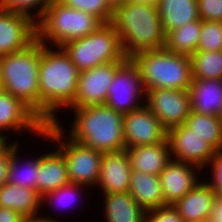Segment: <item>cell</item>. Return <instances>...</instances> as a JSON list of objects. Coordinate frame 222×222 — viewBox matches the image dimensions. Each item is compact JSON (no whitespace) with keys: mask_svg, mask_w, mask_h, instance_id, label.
Listing matches in <instances>:
<instances>
[{"mask_svg":"<svg viewBox=\"0 0 222 222\" xmlns=\"http://www.w3.org/2000/svg\"><path fill=\"white\" fill-rule=\"evenodd\" d=\"M157 6L165 34L200 19L197 0H158Z\"/></svg>","mask_w":222,"mask_h":222,"instance_id":"cell-23","label":"cell"},{"mask_svg":"<svg viewBox=\"0 0 222 222\" xmlns=\"http://www.w3.org/2000/svg\"><path fill=\"white\" fill-rule=\"evenodd\" d=\"M201 28L202 19L200 18L169 31L166 34L165 48L172 53L193 55L197 51Z\"/></svg>","mask_w":222,"mask_h":222,"instance_id":"cell-26","label":"cell"},{"mask_svg":"<svg viewBox=\"0 0 222 222\" xmlns=\"http://www.w3.org/2000/svg\"><path fill=\"white\" fill-rule=\"evenodd\" d=\"M69 183L66 162L58 149L38 158V193L41 197Z\"/></svg>","mask_w":222,"mask_h":222,"instance_id":"cell-21","label":"cell"},{"mask_svg":"<svg viewBox=\"0 0 222 222\" xmlns=\"http://www.w3.org/2000/svg\"><path fill=\"white\" fill-rule=\"evenodd\" d=\"M51 1L52 0H0V8L16 14L25 15L37 23L44 15L45 10ZM34 7H40L36 13L38 20L37 17L35 20L34 18L36 15L31 14L30 12L32 10L31 8L34 9Z\"/></svg>","mask_w":222,"mask_h":222,"instance_id":"cell-31","label":"cell"},{"mask_svg":"<svg viewBox=\"0 0 222 222\" xmlns=\"http://www.w3.org/2000/svg\"><path fill=\"white\" fill-rule=\"evenodd\" d=\"M121 63L111 62L81 72L77 81L76 96L70 108L105 105L108 88Z\"/></svg>","mask_w":222,"mask_h":222,"instance_id":"cell-13","label":"cell"},{"mask_svg":"<svg viewBox=\"0 0 222 222\" xmlns=\"http://www.w3.org/2000/svg\"><path fill=\"white\" fill-rule=\"evenodd\" d=\"M59 48L54 50L41 43L38 69L40 118L46 124L58 121L54 114L58 109L72 106L80 74L65 51Z\"/></svg>","mask_w":222,"mask_h":222,"instance_id":"cell-1","label":"cell"},{"mask_svg":"<svg viewBox=\"0 0 222 222\" xmlns=\"http://www.w3.org/2000/svg\"><path fill=\"white\" fill-rule=\"evenodd\" d=\"M9 162L10 146L2 154H0V188L5 182H7Z\"/></svg>","mask_w":222,"mask_h":222,"instance_id":"cell-37","label":"cell"},{"mask_svg":"<svg viewBox=\"0 0 222 222\" xmlns=\"http://www.w3.org/2000/svg\"><path fill=\"white\" fill-rule=\"evenodd\" d=\"M131 171L126 150L103 153L97 185L99 184L103 194L128 192Z\"/></svg>","mask_w":222,"mask_h":222,"instance_id":"cell-16","label":"cell"},{"mask_svg":"<svg viewBox=\"0 0 222 222\" xmlns=\"http://www.w3.org/2000/svg\"><path fill=\"white\" fill-rule=\"evenodd\" d=\"M42 197L37 190L5 182L0 188V207L10 208L24 218L36 216Z\"/></svg>","mask_w":222,"mask_h":222,"instance_id":"cell-24","label":"cell"},{"mask_svg":"<svg viewBox=\"0 0 222 222\" xmlns=\"http://www.w3.org/2000/svg\"><path fill=\"white\" fill-rule=\"evenodd\" d=\"M209 218L212 222H222V196H215Z\"/></svg>","mask_w":222,"mask_h":222,"instance_id":"cell-39","label":"cell"},{"mask_svg":"<svg viewBox=\"0 0 222 222\" xmlns=\"http://www.w3.org/2000/svg\"><path fill=\"white\" fill-rule=\"evenodd\" d=\"M191 111L222 115V79H192L189 86Z\"/></svg>","mask_w":222,"mask_h":222,"instance_id":"cell-19","label":"cell"},{"mask_svg":"<svg viewBox=\"0 0 222 222\" xmlns=\"http://www.w3.org/2000/svg\"><path fill=\"white\" fill-rule=\"evenodd\" d=\"M167 140L173 160L194 164L199 170L210 164L216 152L205 138L193 133L184 124L168 130Z\"/></svg>","mask_w":222,"mask_h":222,"instance_id":"cell-12","label":"cell"},{"mask_svg":"<svg viewBox=\"0 0 222 222\" xmlns=\"http://www.w3.org/2000/svg\"><path fill=\"white\" fill-rule=\"evenodd\" d=\"M7 139L3 136V133H0V154H2L11 144H8Z\"/></svg>","mask_w":222,"mask_h":222,"instance_id":"cell-42","label":"cell"},{"mask_svg":"<svg viewBox=\"0 0 222 222\" xmlns=\"http://www.w3.org/2000/svg\"><path fill=\"white\" fill-rule=\"evenodd\" d=\"M200 18L222 22V0H197Z\"/></svg>","mask_w":222,"mask_h":222,"instance_id":"cell-35","label":"cell"},{"mask_svg":"<svg viewBox=\"0 0 222 222\" xmlns=\"http://www.w3.org/2000/svg\"><path fill=\"white\" fill-rule=\"evenodd\" d=\"M192 222H212L211 219H205V220H201V221H192Z\"/></svg>","mask_w":222,"mask_h":222,"instance_id":"cell-44","label":"cell"},{"mask_svg":"<svg viewBox=\"0 0 222 222\" xmlns=\"http://www.w3.org/2000/svg\"><path fill=\"white\" fill-rule=\"evenodd\" d=\"M102 24L91 13L67 7L60 0H52L36 23L37 40L44 45L47 40L58 48L68 41L90 35Z\"/></svg>","mask_w":222,"mask_h":222,"instance_id":"cell-6","label":"cell"},{"mask_svg":"<svg viewBox=\"0 0 222 222\" xmlns=\"http://www.w3.org/2000/svg\"><path fill=\"white\" fill-rule=\"evenodd\" d=\"M71 109L76 114L70 139L102 153L125 150L123 115L106 105Z\"/></svg>","mask_w":222,"mask_h":222,"instance_id":"cell-3","label":"cell"},{"mask_svg":"<svg viewBox=\"0 0 222 222\" xmlns=\"http://www.w3.org/2000/svg\"><path fill=\"white\" fill-rule=\"evenodd\" d=\"M62 128L58 121L48 123L45 125L42 136L45 139L50 138L49 140L54 142L59 141L58 150L64 156L70 183L82 186L97 185L103 153L70 138L67 144L65 141L62 142L64 138Z\"/></svg>","mask_w":222,"mask_h":222,"instance_id":"cell-8","label":"cell"},{"mask_svg":"<svg viewBox=\"0 0 222 222\" xmlns=\"http://www.w3.org/2000/svg\"><path fill=\"white\" fill-rule=\"evenodd\" d=\"M126 148L160 144L167 140L168 130L145 105L123 115Z\"/></svg>","mask_w":222,"mask_h":222,"instance_id":"cell-11","label":"cell"},{"mask_svg":"<svg viewBox=\"0 0 222 222\" xmlns=\"http://www.w3.org/2000/svg\"><path fill=\"white\" fill-rule=\"evenodd\" d=\"M67 7L91 13L103 23L112 21L113 10L106 0H60Z\"/></svg>","mask_w":222,"mask_h":222,"instance_id":"cell-32","label":"cell"},{"mask_svg":"<svg viewBox=\"0 0 222 222\" xmlns=\"http://www.w3.org/2000/svg\"><path fill=\"white\" fill-rule=\"evenodd\" d=\"M128 192L146 211L164 206L159 176L132 170Z\"/></svg>","mask_w":222,"mask_h":222,"instance_id":"cell-22","label":"cell"},{"mask_svg":"<svg viewBox=\"0 0 222 222\" xmlns=\"http://www.w3.org/2000/svg\"><path fill=\"white\" fill-rule=\"evenodd\" d=\"M24 217L18 212L6 208L0 207V222H23Z\"/></svg>","mask_w":222,"mask_h":222,"instance_id":"cell-38","label":"cell"},{"mask_svg":"<svg viewBox=\"0 0 222 222\" xmlns=\"http://www.w3.org/2000/svg\"><path fill=\"white\" fill-rule=\"evenodd\" d=\"M212 166V181L209 182L216 195L222 196V150H216L210 160Z\"/></svg>","mask_w":222,"mask_h":222,"instance_id":"cell-36","label":"cell"},{"mask_svg":"<svg viewBox=\"0 0 222 222\" xmlns=\"http://www.w3.org/2000/svg\"><path fill=\"white\" fill-rule=\"evenodd\" d=\"M80 187H82L80 184L69 183L68 185L62 186L61 188H59L57 190L47 193L46 195H44L42 197V201L45 200L48 202V200H49V203H50L53 200L52 203L54 202L55 204H57V202H58V204L62 203L60 206H64V205L67 206L68 203L72 204L70 202H74V198H76L74 196L77 195L76 192L78 191V188H80ZM72 199H73V201H72ZM63 203H64V205H63Z\"/></svg>","mask_w":222,"mask_h":222,"instance_id":"cell-33","label":"cell"},{"mask_svg":"<svg viewBox=\"0 0 222 222\" xmlns=\"http://www.w3.org/2000/svg\"><path fill=\"white\" fill-rule=\"evenodd\" d=\"M132 170L159 176L171 161L168 140L160 144L125 148Z\"/></svg>","mask_w":222,"mask_h":222,"instance_id":"cell-20","label":"cell"},{"mask_svg":"<svg viewBox=\"0 0 222 222\" xmlns=\"http://www.w3.org/2000/svg\"><path fill=\"white\" fill-rule=\"evenodd\" d=\"M41 42L36 40L26 49L0 57L2 88L21 99L40 117L38 69Z\"/></svg>","mask_w":222,"mask_h":222,"instance_id":"cell-4","label":"cell"},{"mask_svg":"<svg viewBox=\"0 0 222 222\" xmlns=\"http://www.w3.org/2000/svg\"><path fill=\"white\" fill-rule=\"evenodd\" d=\"M19 145L14 142L10 145V162L8 167L7 182L24 188H31L38 192V157L27 161L25 166H20L17 151ZM22 169V170H21Z\"/></svg>","mask_w":222,"mask_h":222,"instance_id":"cell-28","label":"cell"},{"mask_svg":"<svg viewBox=\"0 0 222 222\" xmlns=\"http://www.w3.org/2000/svg\"><path fill=\"white\" fill-rule=\"evenodd\" d=\"M133 2L154 3L157 4L158 0H131Z\"/></svg>","mask_w":222,"mask_h":222,"instance_id":"cell-43","label":"cell"},{"mask_svg":"<svg viewBox=\"0 0 222 222\" xmlns=\"http://www.w3.org/2000/svg\"><path fill=\"white\" fill-rule=\"evenodd\" d=\"M216 193L209 183L201 182L177 200L173 207L184 222L209 219Z\"/></svg>","mask_w":222,"mask_h":222,"instance_id":"cell-18","label":"cell"},{"mask_svg":"<svg viewBox=\"0 0 222 222\" xmlns=\"http://www.w3.org/2000/svg\"><path fill=\"white\" fill-rule=\"evenodd\" d=\"M145 222H184L173 205L148 210Z\"/></svg>","mask_w":222,"mask_h":222,"instance_id":"cell-34","label":"cell"},{"mask_svg":"<svg viewBox=\"0 0 222 222\" xmlns=\"http://www.w3.org/2000/svg\"><path fill=\"white\" fill-rule=\"evenodd\" d=\"M193 79H222V51H196L190 56Z\"/></svg>","mask_w":222,"mask_h":222,"instance_id":"cell-29","label":"cell"},{"mask_svg":"<svg viewBox=\"0 0 222 222\" xmlns=\"http://www.w3.org/2000/svg\"><path fill=\"white\" fill-rule=\"evenodd\" d=\"M184 125L193 133L205 138L216 150H222V119L217 115H205L191 111Z\"/></svg>","mask_w":222,"mask_h":222,"instance_id":"cell-27","label":"cell"},{"mask_svg":"<svg viewBox=\"0 0 222 222\" xmlns=\"http://www.w3.org/2000/svg\"><path fill=\"white\" fill-rule=\"evenodd\" d=\"M195 166L191 163L171 159L161 171L159 179L164 197V206L173 205L199 183L195 175Z\"/></svg>","mask_w":222,"mask_h":222,"instance_id":"cell-17","label":"cell"},{"mask_svg":"<svg viewBox=\"0 0 222 222\" xmlns=\"http://www.w3.org/2000/svg\"><path fill=\"white\" fill-rule=\"evenodd\" d=\"M46 123L21 99L0 89V132L2 130H30L43 135Z\"/></svg>","mask_w":222,"mask_h":222,"instance_id":"cell-15","label":"cell"},{"mask_svg":"<svg viewBox=\"0 0 222 222\" xmlns=\"http://www.w3.org/2000/svg\"><path fill=\"white\" fill-rule=\"evenodd\" d=\"M219 50H222V22L202 20L197 51Z\"/></svg>","mask_w":222,"mask_h":222,"instance_id":"cell-30","label":"cell"},{"mask_svg":"<svg viewBox=\"0 0 222 222\" xmlns=\"http://www.w3.org/2000/svg\"><path fill=\"white\" fill-rule=\"evenodd\" d=\"M146 107L170 130L183 125L191 112L188 90L156 88L146 91Z\"/></svg>","mask_w":222,"mask_h":222,"instance_id":"cell-10","label":"cell"},{"mask_svg":"<svg viewBox=\"0 0 222 222\" xmlns=\"http://www.w3.org/2000/svg\"><path fill=\"white\" fill-rule=\"evenodd\" d=\"M110 8L114 11L119 6L124 5L129 0H106Z\"/></svg>","mask_w":222,"mask_h":222,"instance_id":"cell-41","label":"cell"},{"mask_svg":"<svg viewBox=\"0 0 222 222\" xmlns=\"http://www.w3.org/2000/svg\"><path fill=\"white\" fill-rule=\"evenodd\" d=\"M107 222H145L147 211L129 192L104 194Z\"/></svg>","mask_w":222,"mask_h":222,"instance_id":"cell-25","label":"cell"},{"mask_svg":"<svg viewBox=\"0 0 222 222\" xmlns=\"http://www.w3.org/2000/svg\"><path fill=\"white\" fill-rule=\"evenodd\" d=\"M23 222H58L56 219L46 218L41 216H32L24 218Z\"/></svg>","mask_w":222,"mask_h":222,"instance_id":"cell-40","label":"cell"},{"mask_svg":"<svg viewBox=\"0 0 222 222\" xmlns=\"http://www.w3.org/2000/svg\"><path fill=\"white\" fill-rule=\"evenodd\" d=\"M111 23L127 58L141 51L165 47L166 34L157 4L129 0L113 11Z\"/></svg>","mask_w":222,"mask_h":222,"instance_id":"cell-2","label":"cell"},{"mask_svg":"<svg viewBox=\"0 0 222 222\" xmlns=\"http://www.w3.org/2000/svg\"><path fill=\"white\" fill-rule=\"evenodd\" d=\"M137 65L145 91L156 88L189 90L192 83L190 56L176 54L165 47L130 57Z\"/></svg>","mask_w":222,"mask_h":222,"instance_id":"cell-5","label":"cell"},{"mask_svg":"<svg viewBox=\"0 0 222 222\" xmlns=\"http://www.w3.org/2000/svg\"><path fill=\"white\" fill-rule=\"evenodd\" d=\"M142 95H146V91L139 69L131 58H126L115 71L108 88L105 105L125 115L144 106L139 101Z\"/></svg>","mask_w":222,"mask_h":222,"instance_id":"cell-9","label":"cell"},{"mask_svg":"<svg viewBox=\"0 0 222 222\" xmlns=\"http://www.w3.org/2000/svg\"><path fill=\"white\" fill-rule=\"evenodd\" d=\"M36 40L33 19L0 8V57L22 51Z\"/></svg>","mask_w":222,"mask_h":222,"instance_id":"cell-14","label":"cell"},{"mask_svg":"<svg viewBox=\"0 0 222 222\" xmlns=\"http://www.w3.org/2000/svg\"><path fill=\"white\" fill-rule=\"evenodd\" d=\"M60 47L80 73L107 63L123 62L127 58L111 22L103 23L90 35L68 41Z\"/></svg>","mask_w":222,"mask_h":222,"instance_id":"cell-7","label":"cell"},{"mask_svg":"<svg viewBox=\"0 0 222 222\" xmlns=\"http://www.w3.org/2000/svg\"><path fill=\"white\" fill-rule=\"evenodd\" d=\"M2 88V82H1V73H0V89Z\"/></svg>","mask_w":222,"mask_h":222,"instance_id":"cell-45","label":"cell"}]
</instances>
